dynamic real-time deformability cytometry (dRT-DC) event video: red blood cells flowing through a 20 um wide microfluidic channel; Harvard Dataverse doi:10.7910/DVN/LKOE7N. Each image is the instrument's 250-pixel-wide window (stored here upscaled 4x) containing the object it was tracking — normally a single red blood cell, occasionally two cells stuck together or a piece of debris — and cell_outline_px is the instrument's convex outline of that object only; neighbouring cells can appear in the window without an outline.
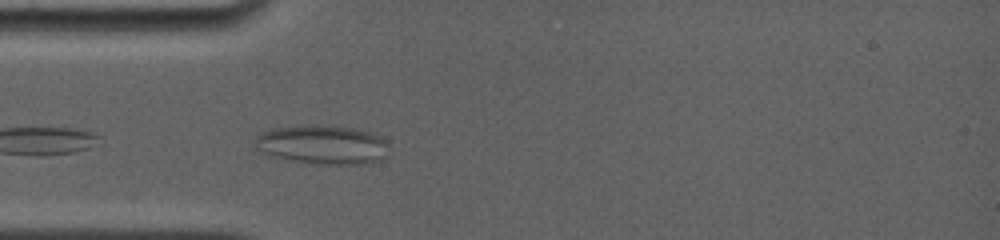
{"species": "common noctule bat (a hibernating species)", "species_latin": "Nyctalus noctula", "temperature_condition": "room temperature", "stored_images_in_passage": 18, "camera_frame_rate_fps": 4000, "um_per_image_px": 0.085, "animal": {"sex": "female", "body_mass_g": 19.0, "forearm_length_mm": 56.7}, "frame": {"image": 1, "passage_image": 3, "time_ms": 0.5, "image_size_px": [1000, 240], "cell_outline_px": [[388, 140], [384, 156], [380, 160], [364, 164], [320, 164], [296, 160], [264, 152], [252, 140], [256, 136], [272, 128], [300, 124], [312, 124], [352, 128], [372, 132]], "centroid_in_image_um": [27.46, 12.26], "position_along_channel_um": 57.5, "area_um2": 30.11}}
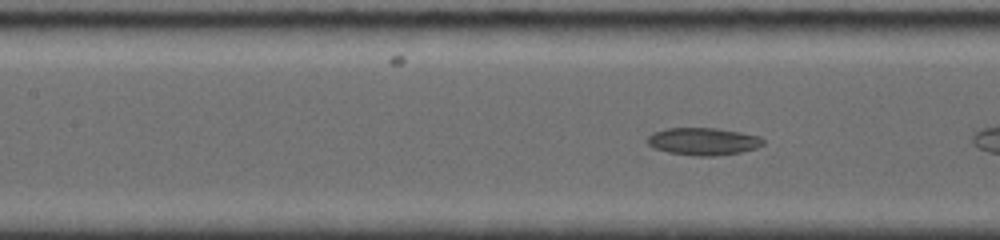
{"frame": {"image": 2, "passage_image": 11, "time_ms": 2.25, "image_size_px": [1000, 240], "cell_outline_px": [[764, 144], [756, 148], [740, 152], [712, 156], [700, 156], [668, 152], [656, 148], [648, 144], [648, 136], [652, 132], [668, 128], [716, 128], [740, 132], [760, 136], [764, 140]], "centroid_in_image_um": [59.79, 12.01], "position_along_channel_um": 147.6, "area_um2": 18.32}}